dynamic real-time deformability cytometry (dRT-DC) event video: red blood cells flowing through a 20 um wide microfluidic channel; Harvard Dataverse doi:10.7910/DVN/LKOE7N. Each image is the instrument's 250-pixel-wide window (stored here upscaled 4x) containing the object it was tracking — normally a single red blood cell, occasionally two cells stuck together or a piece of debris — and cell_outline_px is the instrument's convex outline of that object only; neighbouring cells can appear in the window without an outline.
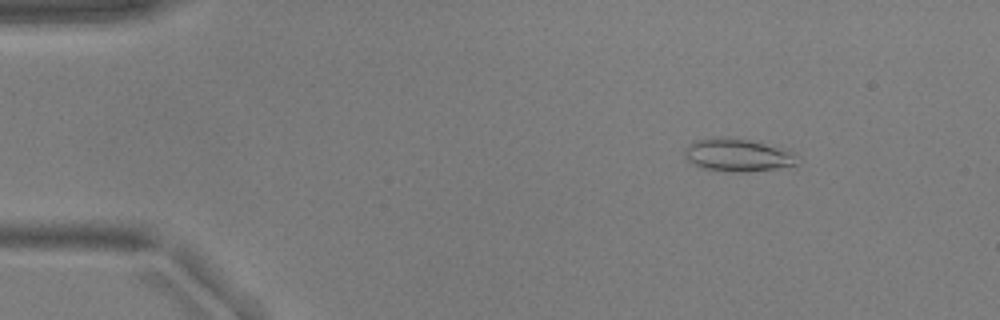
{"species": "common noctule bat (a hibernating species)", "species_latin": "Nyctalus noctula", "temperature_condition": "warm", "stored_images_in_passage": 54, "camera_frame_rate_fps": 3000, "um_per_image_px": 0.085, "animal": {"sex": "male", "body_mass_g": 17.9, "forearm_length_mm": 54.2}, "frame": {"image": 1, "passage_image": 8, "time_ms": 2.333, "image_size_px": [1000, 320], "cell_outline_px": [[800, 156], [796, 164], [776, 168], [748, 172], [728, 172], [700, 168], [692, 164], [684, 156], [684, 148], [692, 140], [716, 136], [728, 136], [748, 140], [764, 144], [792, 152]], "centroid_in_image_um": [62.61, 13.17], "position_along_channel_um": 22.4, "area_um2": 21.85}}
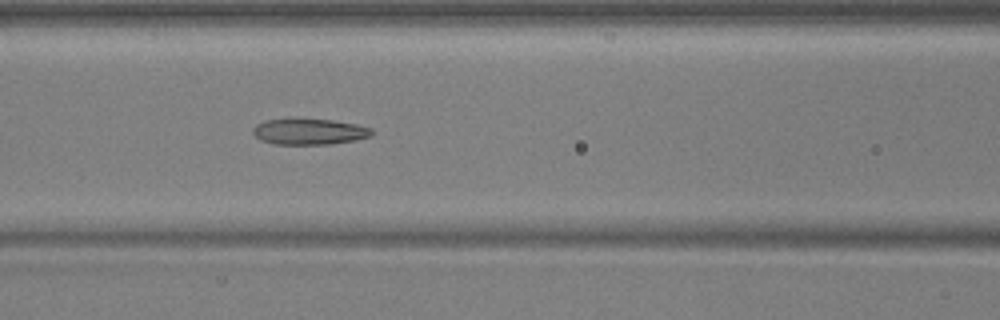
{"frame": {"image": 2, "passage_image": 24, "time_ms": 7.667, "image_size_px": [1000, 320], "cell_outline_px": [[372, 136], [352, 140], [328, 144], [276, 144], [260, 140], [252, 132], [252, 128], [256, 124], [264, 120], [288, 116], [296, 116], [332, 120], [356, 124], [372, 128]], "centroid_in_image_um": [26.21, 11.13], "position_along_channel_um": 140.4, "area_um2": 18.67}}
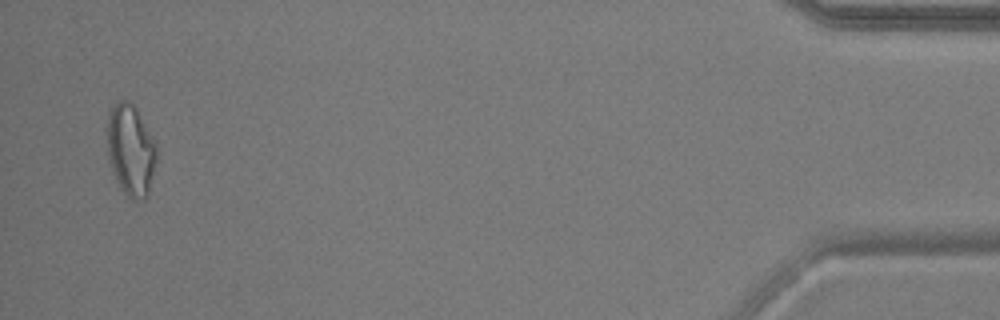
{"frame": {"image": 3, "passage_image": 53, "time_ms": 17.333, "image_size_px": [1000, 320], "cell_outline_px": [[156, 160], [148, 196], [144, 200], [132, 200], [124, 192], [112, 172], [108, 156], [108, 112], [116, 100], [128, 100], [136, 108], [156, 140]], "centroid_in_image_um": [11.13, 12.74], "position_along_channel_um": 424.1, "area_um2": 26.47}, "authors_computed_cell_mechanics": {"area_um2": 20.1433, "velocity_mm_per_s": 3.7556, "shape_relaxation_time_tau1_ms": null, "shape_relaxation_time_tau2_ms": 3.0147, "deformation_change_tau1": null, "deformation_change_tau2": 0.1237}}